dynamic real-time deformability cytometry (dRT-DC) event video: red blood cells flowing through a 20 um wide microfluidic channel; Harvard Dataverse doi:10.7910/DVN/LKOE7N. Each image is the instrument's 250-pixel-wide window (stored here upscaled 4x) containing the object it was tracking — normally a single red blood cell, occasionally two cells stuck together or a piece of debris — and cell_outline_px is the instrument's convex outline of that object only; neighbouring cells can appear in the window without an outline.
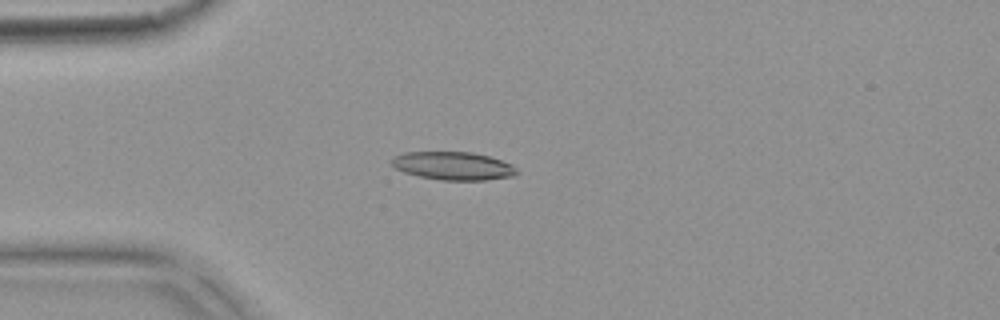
{"species": "common noctule bat (a hibernating species)", "species_latin": "Nyctalus noctula", "temperature_condition": "warm", "stored_images_in_passage": 2, "camera_frame_rate_fps": 3000, "um_per_image_px": 0.085, "animal": {"sex": "female", "body_mass_g": 18.4}, "frame": {"image": 1, "passage_image": 2, "time_ms": 0.333, "image_size_px": [1000, 320], "cell_outline_px": [[516, 176], [484, 180], [440, 180], [420, 176], [404, 172], [396, 168], [392, 164], [392, 156], [404, 152], [472, 152], [488, 156], [512, 164], [516, 168]], "centroid_in_image_um": [38.52, 14.09], "position_along_channel_um": 46.5, "area_um2": 20.46}}